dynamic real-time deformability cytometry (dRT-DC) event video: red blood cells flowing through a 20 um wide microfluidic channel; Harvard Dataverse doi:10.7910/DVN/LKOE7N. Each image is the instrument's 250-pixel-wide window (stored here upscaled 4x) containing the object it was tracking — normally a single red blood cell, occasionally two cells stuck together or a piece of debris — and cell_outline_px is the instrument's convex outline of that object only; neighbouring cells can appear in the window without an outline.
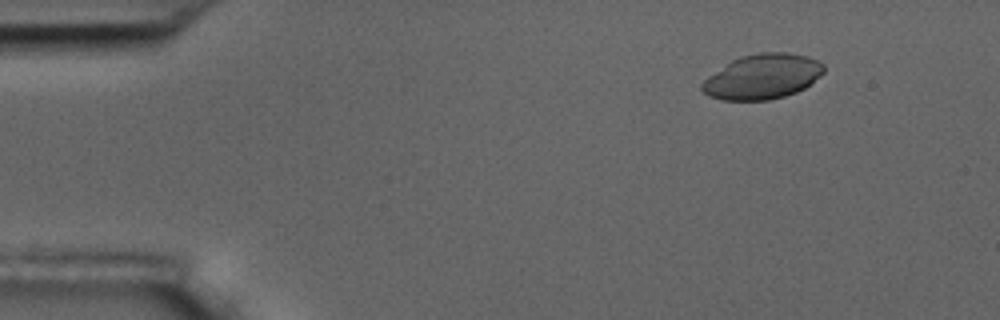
{"species": "common noctule bat (a hibernating species)", "species_latin": "Nyctalus noctula", "temperature_condition": "room temperature", "stored_images_in_passage": 5, "camera_frame_rate_fps": 3000, "um_per_image_px": 0.085, "animal": {"sex": "male", "body_mass_g": 17.5, "forearm_length_mm": 52.3}, "frame": {"image": 1, "passage_image": 2, "time_ms": 1.333, "image_size_px": [1000, 320], "cell_outline_px": [[824, 72], [820, 76], [804, 88], [796, 92], [784, 96], [768, 100], [720, 100], [708, 96], [700, 88], [700, 84], [708, 76], [732, 60], [740, 56], [756, 52], [788, 52], [808, 56], [824, 64]], "centroid_in_image_um": [64.8, 6.51], "position_along_channel_um": 20.2, "area_um2": 32.02}}